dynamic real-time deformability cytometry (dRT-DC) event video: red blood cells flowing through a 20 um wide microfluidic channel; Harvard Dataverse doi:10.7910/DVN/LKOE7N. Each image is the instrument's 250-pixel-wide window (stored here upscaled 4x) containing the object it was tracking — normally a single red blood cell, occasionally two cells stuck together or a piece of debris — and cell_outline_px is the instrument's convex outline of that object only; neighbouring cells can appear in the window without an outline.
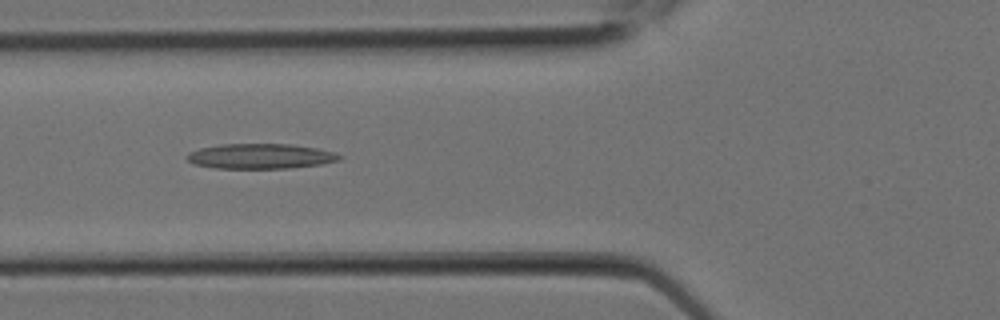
{"species": "Egyptian fruit bat (a non-hibernating species)", "species_latin": "Rousettus aegyptiacus", "temperature_condition": "room temperature", "stored_images_in_passage": 9, "camera_frame_rate_fps": 3000, "um_per_image_px": 0.085, "animal": {"sex": "female"}, "frame": {"image": 1, "passage_image": 8, "time_ms": 2.333, "image_size_px": [1000, 320], "cell_outline_px": [[344, 156], [340, 160], [320, 164], [288, 168], [216, 168], [196, 164], [188, 160], [184, 156], [188, 152], [200, 148], [220, 144], [292, 144], [316, 148], [336, 152]], "centroid_in_image_um": [22.16, 13.27], "position_along_channel_um": 103.6, "area_um2": 22.31}}
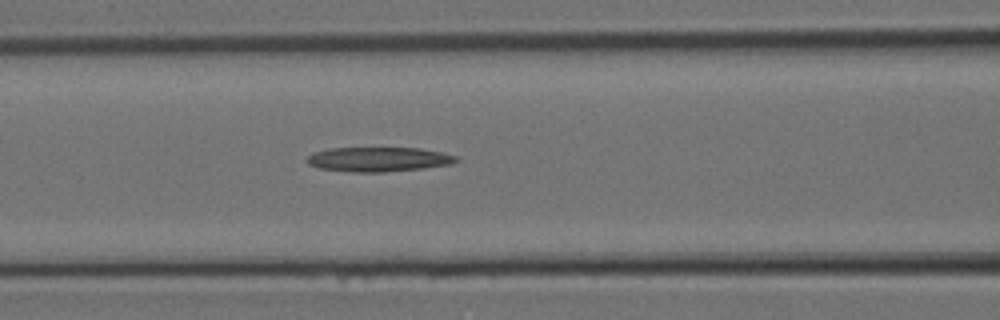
{"frame": {"image": 2, "passage_image": 9, "time_ms": 2.667, "image_size_px": [1000, 320], "cell_outline_px": [[460, 160], [452, 164], [424, 168], [384, 172], [352, 172], [320, 168], [308, 164], [304, 160], [312, 152], [328, 148], [420, 148], [440, 152], [456, 156]], "centroid_in_image_um": [32.15, 13.54], "position_along_channel_um": 134.5, "area_um2": 21.44}}